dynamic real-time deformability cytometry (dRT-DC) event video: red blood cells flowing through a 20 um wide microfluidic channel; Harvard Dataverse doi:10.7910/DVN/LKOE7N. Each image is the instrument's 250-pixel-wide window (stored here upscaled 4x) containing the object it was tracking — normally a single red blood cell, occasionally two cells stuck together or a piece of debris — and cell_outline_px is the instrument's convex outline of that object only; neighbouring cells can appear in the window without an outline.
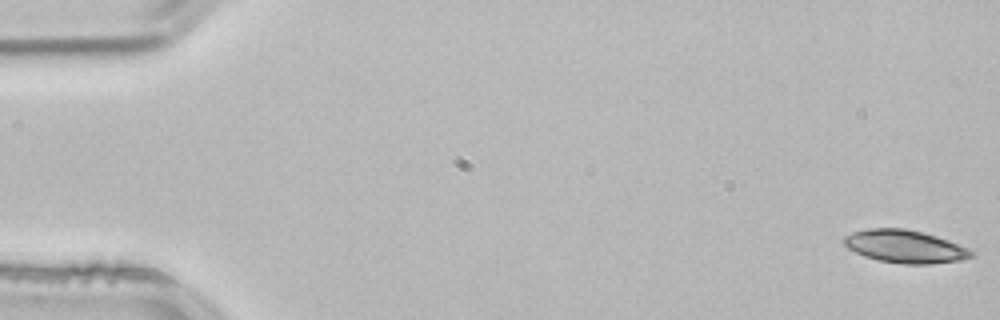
{"species": "common noctule bat (a hibernating species)", "species_latin": "Nyctalus noctula", "temperature_condition": "room temperature", "stored_images_in_passage": 54, "camera_frame_rate_fps": 3000, "um_per_image_px": 0.085, "animal": {"sex": "male", "body_mass_g": 21.5, "forearm_length_mm": 52.0}, "frame": {"image": 1, "passage_image": 1, "time_ms": 0.0, "image_size_px": [1000, 320], "cell_outline_px": [[976, 256], [960, 260], [932, 264], [900, 264], [876, 260], [864, 256], [848, 248], [844, 244], [844, 236], [852, 232], [872, 228], [904, 228], [924, 232], [948, 240], [968, 248], [976, 252]], "centroid_in_image_um": [76.96, 20.96], "position_along_channel_um": 8.0, "area_um2": 24.57}}
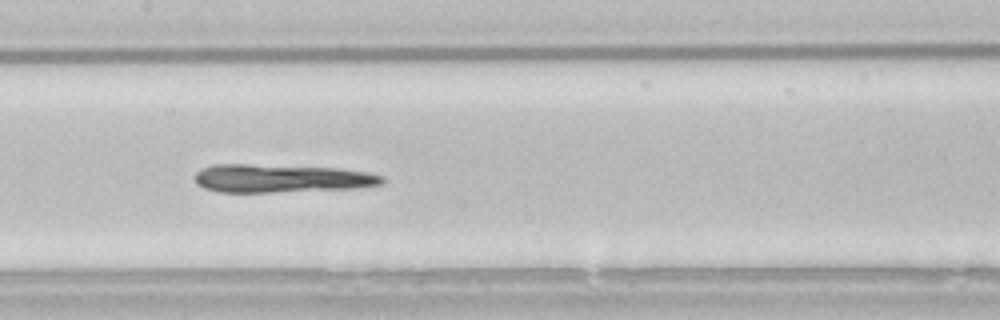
{"frame": {"image": 2, "passage_image": 26, "time_ms": 8.333, "image_size_px": [1000, 320], "cell_outline_px": [[384, 184], [356, 188], [272, 192], [220, 192], [204, 188], [196, 184], [196, 172], [200, 168], [216, 164], [248, 164], [340, 168], [368, 172], [384, 176]], "centroid_in_image_um": [23.92, 15.16], "position_along_channel_um": 183.5, "area_um2": 30.92}}
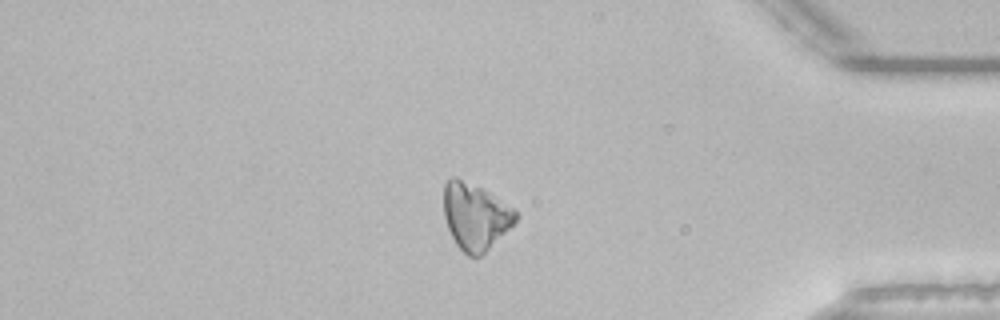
{"frame": {"image": 3, "passage_image": 45, "time_ms": 14.667, "image_size_px": [1000, 320], "cell_outline_px": [[520, 216], [480, 256], [468, 256], [456, 244], [448, 228], [444, 216], [444, 184], [452, 176], [456, 176], [488, 192], [516, 208]], "centroid_in_image_um": [40.4, 18.36], "position_along_channel_um": 394.8, "area_um2": 27.51}}